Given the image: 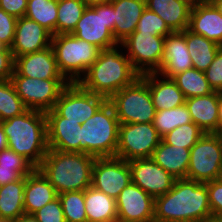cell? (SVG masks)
I'll return each mask as SVG.
<instances>
[{
	"mask_svg": "<svg viewBox=\"0 0 222 222\" xmlns=\"http://www.w3.org/2000/svg\"><path fill=\"white\" fill-rule=\"evenodd\" d=\"M212 219L207 185L176 179L164 195L154 198V222H203Z\"/></svg>",
	"mask_w": 222,
	"mask_h": 222,
	"instance_id": "obj_1",
	"label": "cell"
},
{
	"mask_svg": "<svg viewBox=\"0 0 222 222\" xmlns=\"http://www.w3.org/2000/svg\"><path fill=\"white\" fill-rule=\"evenodd\" d=\"M140 76L125 51L123 52V46L118 44L100 50L97 60L78 83L84 89L109 100L116 92L133 84Z\"/></svg>",
	"mask_w": 222,
	"mask_h": 222,
	"instance_id": "obj_2",
	"label": "cell"
},
{
	"mask_svg": "<svg viewBox=\"0 0 222 222\" xmlns=\"http://www.w3.org/2000/svg\"><path fill=\"white\" fill-rule=\"evenodd\" d=\"M0 124L7 137V147L37 168L49 149L45 112L28 109L19 116L1 121Z\"/></svg>",
	"mask_w": 222,
	"mask_h": 222,
	"instance_id": "obj_3",
	"label": "cell"
},
{
	"mask_svg": "<svg viewBox=\"0 0 222 222\" xmlns=\"http://www.w3.org/2000/svg\"><path fill=\"white\" fill-rule=\"evenodd\" d=\"M95 159L86 153L48 149L37 169L54 186L57 194L84 191L91 186Z\"/></svg>",
	"mask_w": 222,
	"mask_h": 222,
	"instance_id": "obj_4",
	"label": "cell"
},
{
	"mask_svg": "<svg viewBox=\"0 0 222 222\" xmlns=\"http://www.w3.org/2000/svg\"><path fill=\"white\" fill-rule=\"evenodd\" d=\"M120 122L113 105L107 100L95 114L82 124L80 153L95 158L115 157Z\"/></svg>",
	"mask_w": 222,
	"mask_h": 222,
	"instance_id": "obj_5",
	"label": "cell"
},
{
	"mask_svg": "<svg viewBox=\"0 0 222 222\" xmlns=\"http://www.w3.org/2000/svg\"><path fill=\"white\" fill-rule=\"evenodd\" d=\"M51 47L58 70L69 83L79 82L100 53L99 48L70 33L52 35Z\"/></svg>",
	"mask_w": 222,
	"mask_h": 222,
	"instance_id": "obj_6",
	"label": "cell"
},
{
	"mask_svg": "<svg viewBox=\"0 0 222 222\" xmlns=\"http://www.w3.org/2000/svg\"><path fill=\"white\" fill-rule=\"evenodd\" d=\"M120 124L153 123L155 107L148 84L139 77L116 92L109 100Z\"/></svg>",
	"mask_w": 222,
	"mask_h": 222,
	"instance_id": "obj_7",
	"label": "cell"
},
{
	"mask_svg": "<svg viewBox=\"0 0 222 222\" xmlns=\"http://www.w3.org/2000/svg\"><path fill=\"white\" fill-rule=\"evenodd\" d=\"M114 7L110 2L87 6L70 33L100 50L118 45L114 38Z\"/></svg>",
	"mask_w": 222,
	"mask_h": 222,
	"instance_id": "obj_8",
	"label": "cell"
},
{
	"mask_svg": "<svg viewBox=\"0 0 222 222\" xmlns=\"http://www.w3.org/2000/svg\"><path fill=\"white\" fill-rule=\"evenodd\" d=\"M222 170V134L204 133L191 147L187 179L206 183L218 180Z\"/></svg>",
	"mask_w": 222,
	"mask_h": 222,
	"instance_id": "obj_9",
	"label": "cell"
},
{
	"mask_svg": "<svg viewBox=\"0 0 222 222\" xmlns=\"http://www.w3.org/2000/svg\"><path fill=\"white\" fill-rule=\"evenodd\" d=\"M161 139L153 123L120 124L115 157L126 161L151 158Z\"/></svg>",
	"mask_w": 222,
	"mask_h": 222,
	"instance_id": "obj_10",
	"label": "cell"
},
{
	"mask_svg": "<svg viewBox=\"0 0 222 222\" xmlns=\"http://www.w3.org/2000/svg\"><path fill=\"white\" fill-rule=\"evenodd\" d=\"M163 36L133 32L120 44L134 69L140 74L156 73L162 66Z\"/></svg>",
	"mask_w": 222,
	"mask_h": 222,
	"instance_id": "obj_11",
	"label": "cell"
},
{
	"mask_svg": "<svg viewBox=\"0 0 222 222\" xmlns=\"http://www.w3.org/2000/svg\"><path fill=\"white\" fill-rule=\"evenodd\" d=\"M18 96L28 109L47 112L54 109L66 79H38L27 76H11Z\"/></svg>",
	"mask_w": 222,
	"mask_h": 222,
	"instance_id": "obj_12",
	"label": "cell"
},
{
	"mask_svg": "<svg viewBox=\"0 0 222 222\" xmlns=\"http://www.w3.org/2000/svg\"><path fill=\"white\" fill-rule=\"evenodd\" d=\"M106 101L105 97L84 89L78 82L68 83L61 91L54 110L61 117L68 120L80 119L83 124Z\"/></svg>",
	"mask_w": 222,
	"mask_h": 222,
	"instance_id": "obj_13",
	"label": "cell"
},
{
	"mask_svg": "<svg viewBox=\"0 0 222 222\" xmlns=\"http://www.w3.org/2000/svg\"><path fill=\"white\" fill-rule=\"evenodd\" d=\"M131 182L129 163L118 157L96 158L92 169L91 186L117 199Z\"/></svg>",
	"mask_w": 222,
	"mask_h": 222,
	"instance_id": "obj_14",
	"label": "cell"
},
{
	"mask_svg": "<svg viewBox=\"0 0 222 222\" xmlns=\"http://www.w3.org/2000/svg\"><path fill=\"white\" fill-rule=\"evenodd\" d=\"M131 182L153 198L164 195L174 185L176 178L156 164L152 158H138L128 161Z\"/></svg>",
	"mask_w": 222,
	"mask_h": 222,
	"instance_id": "obj_15",
	"label": "cell"
},
{
	"mask_svg": "<svg viewBox=\"0 0 222 222\" xmlns=\"http://www.w3.org/2000/svg\"><path fill=\"white\" fill-rule=\"evenodd\" d=\"M48 148L64 152L80 153L82 121L61 117L54 109L45 112Z\"/></svg>",
	"mask_w": 222,
	"mask_h": 222,
	"instance_id": "obj_16",
	"label": "cell"
},
{
	"mask_svg": "<svg viewBox=\"0 0 222 222\" xmlns=\"http://www.w3.org/2000/svg\"><path fill=\"white\" fill-rule=\"evenodd\" d=\"M120 222H154V198L130 182L116 199Z\"/></svg>",
	"mask_w": 222,
	"mask_h": 222,
	"instance_id": "obj_17",
	"label": "cell"
},
{
	"mask_svg": "<svg viewBox=\"0 0 222 222\" xmlns=\"http://www.w3.org/2000/svg\"><path fill=\"white\" fill-rule=\"evenodd\" d=\"M52 34L32 19L17 18L11 52L14 59L51 46Z\"/></svg>",
	"mask_w": 222,
	"mask_h": 222,
	"instance_id": "obj_18",
	"label": "cell"
},
{
	"mask_svg": "<svg viewBox=\"0 0 222 222\" xmlns=\"http://www.w3.org/2000/svg\"><path fill=\"white\" fill-rule=\"evenodd\" d=\"M12 76H27L38 79H65L59 72L53 48L21 55L15 58Z\"/></svg>",
	"mask_w": 222,
	"mask_h": 222,
	"instance_id": "obj_19",
	"label": "cell"
},
{
	"mask_svg": "<svg viewBox=\"0 0 222 222\" xmlns=\"http://www.w3.org/2000/svg\"><path fill=\"white\" fill-rule=\"evenodd\" d=\"M191 68L193 63L186 45V29L168 34L164 40L162 66L157 73L172 78Z\"/></svg>",
	"mask_w": 222,
	"mask_h": 222,
	"instance_id": "obj_20",
	"label": "cell"
},
{
	"mask_svg": "<svg viewBox=\"0 0 222 222\" xmlns=\"http://www.w3.org/2000/svg\"><path fill=\"white\" fill-rule=\"evenodd\" d=\"M187 29L222 47V15L213 4L200 2L192 6Z\"/></svg>",
	"mask_w": 222,
	"mask_h": 222,
	"instance_id": "obj_21",
	"label": "cell"
},
{
	"mask_svg": "<svg viewBox=\"0 0 222 222\" xmlns=\"http://www.w3.org/2000/svg\"><path fill=\"white\" fill-rule=\"evenodd\" d=\"M149 86L155 110H165L185 104L186 98L172 78L159 73H147L140 76Z\"/></svg>",
	"mask_w": 222,
	"mask_h": 222,
	"instance_id": "obj_22",
	"label": "cell"
},
{
	"mask_svg": "<svg viewBox=\"0 0 222 222\" xmlns=\"http://www.w3.org/2000/svg\"><path fill=\"white\" fill-rule=\"evenodd\" d=\"M185 105L191 115L192 122L205 133H218L219 92L187 98Z\"/></svg>",
	"mask_w": 222,
	"mask_h": 222,
	"instance_id": "obj_23",
	"label": "cell"
},
{
	"mask_svg": "<svg viewBox=\"0 0 222 222\" xmlns=\"http://www.w3.org/2000/svg\"><path fill=\"white\" fill-rule=\"evenodd\" d=\"M114 7V38L120 44L137 27L146 8L145 0H109Z\"/></svg>",
	"mask_w": 222,
	"mask_h": 222,
	"instance_id": "obj_24",
	"label": "cell"
},
{
	"mask_svg": "<svg viewBox=\"0 0 222 222\" xmlns=\"http://www.w3.org/2000/svg\"><path fill=\"white\" fill-rule=\"evenodd\" d=\"M58 197L54 186L35 168L25 177V214H33Z\"/></svg>",
	"mask_w": 222,
	"mask_h": 222,
	"instance_id": "obj_25",
	"label": "cell"
},
{
	"mask_svg": "<svg viewBox=\"0 0 222 222\" xmlns=\"http://www.w3.org/2000/svg\"><path fill=\"white\" fill-rule=\"evenodd\" d=\"M146 7L156 13L174 31L188 28L192 5L182 0H145Z\"/></svg>",
	"mask_w": 222,
	"mask_h": 222,
	"instance_id": "obj_26",
	"label": "cell"
},
{
	"mask_svg": "<svg viewBox=\"0 0 222 222\" xmlns=\"http://www.w3.org/2000/svg\"><path fill=\"white\" fill-rule=\"evenodd\" d=\"M151 158L174 178L187 179L190 149L172 146L161 140Z\"/></svg>",
	"mask_w": 222,
	"mask_h": 222,
	"instance_id": "obj_27",
	"label": "cell"
},
{
	"mask_svg": "<svg viewBox=\"0 0 222 222\" xmlns=\"http://www.w3.org/2000/svg\"><path fill=\"white\" fill-rule=\"evenodd\" d=\"M87 222L117 220L116 200L90 186L84 190Z\"/></svg>",
	"mask_w": 222,
	"mask_h": 222,
	"instance_id": "obj_28",
	"label": "cell"
},
{
	"mask_svg": "<svg viewBox=\"0 0 222 222\" xmlns=\"http://www.w3.org/2000/svg\"><path fill=\"white\" fill-rule=\"evenodd\" d=\"M25 177L0 186V218L15 220L25 214Z\"/></svg>",
	"mask_w": 222,
	"mask_h": 222,
	"instance_id": "obj_29",
	"label": "cell"
},
{
	"mask_svg": "<svg viewBox=\"0 0 222 222\" xmlns=\"http://www.w3.org/2000/svg\"><path fill=\"white\" fill-rule=\"evenodd\" d=\"M186 45L189 51L193 68L205 72L213 62L220 45L208 40L202 35L195 34L186 29Z\"/></svg>",
	"mask_w": 222,
	"mask_h": 222,
	"instance_id": "obj_30",
	"label": "cell"
},
{
	"mask_svg": "<svg viewBox=\"0 0 222 222\" xmlns=\"http://www.w3.org/2000/svg\"><path fill=\"white\" fill-rule=\"evenodd\" d=\"M34 169L35 167L27 159L10 148L0 151V186L18 181Z\"/></svg>",
	"mask_w": 222,
	"mask_h": 222,
	"instance_id": "obj_31",
	"label": "cell"
},
{
	"mask_svg": "<svg viewBox=\"0 0 222 222\" xmlns=\"http://www.w3.org/2000/svg\"><path fill=\"white\" fill-rule=\"evenodd\" d=\"M178 88L182 91L185 98L208 95L213 92L205 73L196 68L187 69L172 77Z\"/></svg>",
	"mask_w": 222,
	"mask_h": 222,
	"instance_id": "obj_32",
	"label": "cell"
},
{
	"mask_svg": "<svg viewBox=\"0 0 222 222\" xmlns=\"http://www.w3.org/2000/svg\"><path fill=\"white\" fill-rule=\"evenodd\" d=\"M58 0H28L25 16L56 35Z\"/></svg>",
	"mask_w": 222,
	"mask_h": 222,
	"instance_id": "obj_33",
	"label": "cell"
},
{
	"mask_svg": "<svg viewBox=\"0 0 222 222\" xmlns=\"http://www.w3.org/2000/svg\"><path fill=\"white\" fill-rule=\"evenodd\" d=\"M86 8L82 0H58L56 35L71 33Z\"/></svg>",
	"mask_w": 222,
	"mask_h": 222,
	"instance_id": "obj_34",
	"label": "cell"
},
{
	"mask_svg": "<svg viewBox=\"0 0 222 222\" xmlns=\"http://www.w3.org/2000/svg\"><path fill=\"white\" fill-rule=\"evenodd\" d=\"M191 115L185 104L171 109L156 111L153 125L161 137L178 126L191 123Z\"/></svg>",
	"mask_w": 222,
	"mask_h": 222,
	"instance_id": "obj_35",
	"label": "cell"
},
{
	"mask_svg": "<svg viewBox=\"0 0 222 222\" xmlns=\"http://www.w3.org/2000/svg\"><path fill=\"white\" fill-rule=\"evenodd\" d=\"M21 98L18 96L16 89L11 81H0V121L19 116L27 111Z\"/></svg>",
	"mask_w": 222,
	"mask_h": 222,
	"instance_id": "obj_36",
	"label": "cell"
},
{
	"mask_svg": "<svg viewBox=\"0 0 222 222\" xmlns=\"http://www.w3.org/2000/svg\"><path fill=\"white\" fill-rule=\"evenodd\" d=\"M204 131L194 122L178 126L162 137V141L172 146L191 149V147L204 135Z\"/></svg>",
	"mask_w": 222,
	"mask_h": 222,
	"instance_id": "obj_37",
	"label": "cell"
},
{
	"mask_svg": "<svg viewBox=\"0 0 222 222\" xmlns=\"http://www.w3.org/2000/svg\"><path fill=\"white\" fill-rule=\"evenodd\" d=\"M66 222H87L84 191L58 194Z\"/></svg>",
	"mask_w": 222,
	"mask_h": 222,
	"instance_id": "obj_38",
	"label": "cell"
},
{
	"mask_svg": "<svg viewBox=\"0 0 222 222\" xmlns=\"http://www.w3.org/2000/svg\"><path fill=\"white\" fill-rule=\"evenodd\" d=\"M134 32L150 33L154 36L166 37L173 31L156 13L148 9H144Z\"/></svg>",
	"mask_w": 222,
	"mask_h": 222,
	"instance_id": "obj_39",
	"label": "cell"
},
{
	"mask_svg": "<svg viewBox=\"0 0 222 222\" xmlns=\"http://www.w3.org/2000/svg\"><path fill=\"white\" fill-rule=\"evenodd\" d=\"M33 215L39 222H66L59 197L47 203Z\"/></svg>",
	"mask_w": 222,
	"mask_h": 222,
	"instance_id": "obj_40",
	"label": "cell"
},
{
	"mask_svg": "<svg viewBox=\"0 0 222 222\" xmlns=\"http://www.w3.org/2000/svg\"><path fill=\"white\" fill-rule=\"evenodd\" d=\"M205 184L207 185L212 218L222 219V181L218 179Z\"/></svg>",
	"mask_w": 222,
	"mask_h": 222,
	"instance_id": "obj_41",
	"label": "cell"
},
{
	"mask_svg": "<svg viewBox=\"0 0 222 222\" xmlns=\"http://www.w3.org/2000/svg\"><path fill=\"white\" fill-rule=\"evenodd\" d=\"M17 18L0 8V43L11 48L14 40Z\"/></svg>",
	"mask_w": 222,
	"mask_h": 222,
	"instance_id": "obj_42",
	"label": "cell"
},
{
	"mask_svg": "<svg viewBox=\"0 0 222 222\" xmlns=\"http://www.w3.org/2000/svg\"><path fill=\"white\" fill-rule=\"evenodd\" d=\"M204 73L213 91L222 93V47L218 50L213 62Z\"/></svg>",
	"mask_w": 222,
	"mask_h": 222,
	"instance_id": "obj_43",
	"label": "cell"
},
{
	"mask_svg": "<svg viewBox=\"0 0 222 222\" xmlns=\"http://www.w3.org/2000/svg\"><path fill=\"white\" fill-rule=\"evenodd\" d=\"M15 59L10 48L0 50V81L11 79L14 73Z\"/></svg>",
	"mask_w": 222,
	"mask_h": 222,
	"instance_id": "obj_44",
	"label": "cell"
},
{
	"mask_svg": "<svg viewBox=\"0 0 222 222\" xmlns=\"http://www.w3.org/2000/svg\"><path fill=\"white\" fill-rule=\"evenodd\" d=\"M27 4L28 0H0V8L16 18L25 16Z\"/></svg>",
	"mask_w": 222,
	"mask_h": 222,
	"instance_id": "obj_45",
	"label": "cell"
},
{
	"mask_svg": "<svg viewBox=\"0 0 222 222\" xmlns=\"http://www.w3.org/2000/svg\"><path fill=\"white\" fill-rule=\"evenodd\" d=\"M14 222H39L33 214H23L19 216Z\"/></svg>",
	"mask_w": 222,
	"mask_h": 222,
	"instance_id": "obj_46",
	"label": "cell"
},
{
	"mask_svg": "<svg viewBox=\"0 0 222 222\" xmlns=\"http://www.w3.org/2000/svg\"><path fill=\"white\" fill-rule=\"evenodd\" d=\"M218 133L222 134V93L219 92Z\"/></svg>",
	"mask_w": 222,
	"mask_h": 222,
	"instance_id": "obj_47",
	"label": "cell"
},
{
	"mask_svg": "<svg viewBox=\"0 0 222 222\" xmlns=\"http://www.w3.org/2000/svg\"><path fill=\"white\" fill-rule=\"evenodd\" d=\"M7 148V137L5 136L2 125L0 124V151Z\"/></svg>",
	"mask_w": 222,
	"mask_h": 222,
	"instance_id": "obj_48",
	"label": "cell"
},
{
	"mask_svg": "<svg viewBox=\"0 0 222 222\" xmlns=\"http://www.w3.org/2000/svg\"><path fill=\"white\" fill-rule=\"evenodd\" d=\"M82 2L86 6H92V5H96V4H102V3L109 2V0H82Z\"/></svg>",
	"mask_w": 222,
	"mask_h": 222,
	"instance_id": "obj_49",
	"label": "cell"
},
{
	"mask_svg": "<svg viewBox=\"0 0 222 222\" xmlns=\"http://www.w3.org/2000/svg\"><path fill=\"white\" fill-rule=\"evenodd\" d=\"M212 4L215 6L218 12L222 15V0H216Z\"/></svg>",
	"mask_w": 222,
	"mask_h": 222,
	"instance_id": "obj_50",
	"label": "cell"
},
{
	"mask_svg": "<svg viewBox=\"0 0 222 222\" xmlns=\"http://www.w3.org/2000/svg\"><path fill=\"white\" fill-rule=\"evenodd\" d=\"M182 1H186V2L190 3L192 6L201 2V0H182Z\"/></svg>",
	"mask_w": 222,
	"mask_h": 222,
	"instance_id": "obj_51",
	"label": "cell"
},
{
	"mask_svg": "<svg viewBox=\"0 0 222 222\" xmlns=\"http://www.w3.org/2000/svg\"><path fill=\"white\" fill-rule=\"evenodd\" d=\"M203 222H222V219H215V218H212V219H209V220H205Z\"/></svg>",
	"mask_w": 222,
	"mask_h": 222,
	"instance_id": "obj_52",
	"label": "cell"
},
{
	"mask_svg": "<svg viewBox=\"0 0 222 222\" xmlns=\"http://www.w3.org/2000/svg\"><path fill=\"white\" fill-rule=\"evenodd\" d=\"M216 0H201V3H208V4H212L213 2H215Z\"/></svg>",
	"mask_w": 222,
	"mask_h": 222,
	"instance_id": "obj_53",
	"label": "cell"
},
{
	"mask_svg": "<svg viewBox=\"0 0 222 222\" xmlns=\"http://www.w3.org/2000/svg\"><path fill=\"white\" fill-rule=\"evenodd\" d=\"M0 222H14L12 219L0 218Z\"/></svg>",
	"mask_w": 222,
	"mask_h": 222,
	"instance_id": "obj_54",
	"label": "cell"
},
{
	"mask_svg": "<svg viewBox=\"0 0 222 222\" xmlns=\"http://www.w3.org/2000/svg\"><path fill=\"white\" fill-rule=\"evenodd\" d=\"M104 222H120V221L117 219V220H112V221H104Z\"/></svg>",
	"mask_w": 222,
	"mask_h": 222,
	"instance_id": "obj_55",
	"label": "cell"
},
{
	"mask_svg": "<svg viewBox=\"0 0 222 222\" xmlns=\"http://www.w3.org/2000/svg\"><path fill=\"white\" fill-rule=\"evenodd\" d=\"M4 48V46L0 43V50H2Z\"/></svg>",
	"mask_w": 222,
	"mask_h": 222,
	"instance_id": "obj_56",
	"label": "cell"
},
{
	"mask_svg": "<svg viewBox=\"0 0 222 222\" xmlns=\"http://www.w3.org/2000/svg\"><path fill=\"white\" fill-rule=\"evenodd\" d=\"M221 181H222V170H221V175H220V178H219Z\"/></svg>",
	"mask_w": 222,
	"mask_h": 222,
	"instance_id": "obj_57",
	"label": "cell"
}]
</instances>
